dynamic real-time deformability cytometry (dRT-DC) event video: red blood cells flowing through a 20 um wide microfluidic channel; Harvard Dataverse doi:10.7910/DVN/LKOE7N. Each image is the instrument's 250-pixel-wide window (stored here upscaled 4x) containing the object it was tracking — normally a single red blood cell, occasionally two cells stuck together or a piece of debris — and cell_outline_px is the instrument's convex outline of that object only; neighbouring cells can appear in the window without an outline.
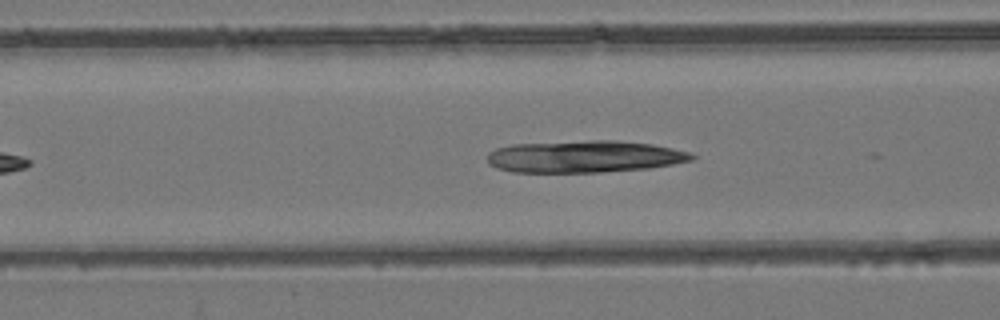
{"species": "common noctule bat (a hibernating species)", "species_latin": "Nyctalus noctula", "temperature_condition": "room temperature", "stored_images_in_passage": 19, "camera_frame_rate_fps": 3000, "um_per_image_px": 0.085, "animal": {"sex": "female", "body_mass_g": 24.6, "forearm_length_mm": 56.2}, "frame": {"image": 1, "passage_image": 10, "time_ms": 3.0, "image_size_px": [1000, 320], "cell_outline_px": [[696, 156], [692, 160], [672, 164], [648, 168], [600, 172], [512, 172], [496, 168], [488, 164], [488, 152], [496, 148], [512, 144], [592, 140], [616, 140], [652, 144], [692, 152]], "centroid_in_image_um": [49.67, 13.3], "position_along_channel_um": 116.9, "area_um2": 38.26}}
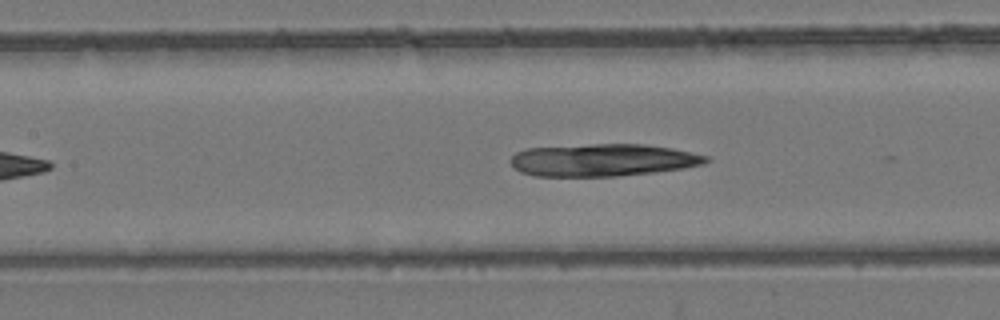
{"frame": {"image": 2, "passage_image": 13, "time_ms": 4.0, "image_size_px": [1000, 320], "cell_outline_px": [[712, 160], [704, 164], [684, 168], [652, 172], [616, 176], [536, 176], [520, 172], [512, 168], [512, 156], [516, 152], [528, 148], [592, 144], [644, 144], [672, 148], [708, 156]], "centroid_in_image_um": [51.25, 13.6], "position_along_channel_um": 156.1, "area_um2": 36.88}}
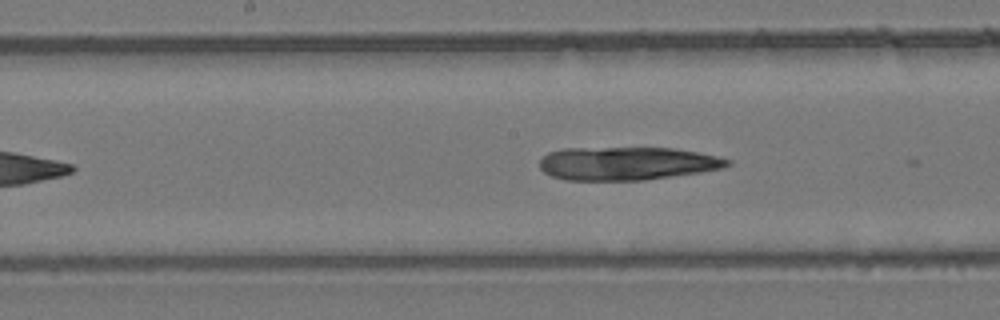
{"frame": {"image": 3, "passage_image": 16, "time_ms": 5.0, "image_size_px": [1000, 320], "cell_outline_px": [[732, 164], [724, 168], [700, 172], [644, 180], [564, 180], [552, 176], [544, 172], [540, 168], [540, 156], [548, 152], [560, 148], [672, 148], [696, 152], [716, 156], [732, 160]], "centroid_in_image_um": [53.26, 13.89], "position_along_channel_um": 194.9, "area_um2": 36.53}}